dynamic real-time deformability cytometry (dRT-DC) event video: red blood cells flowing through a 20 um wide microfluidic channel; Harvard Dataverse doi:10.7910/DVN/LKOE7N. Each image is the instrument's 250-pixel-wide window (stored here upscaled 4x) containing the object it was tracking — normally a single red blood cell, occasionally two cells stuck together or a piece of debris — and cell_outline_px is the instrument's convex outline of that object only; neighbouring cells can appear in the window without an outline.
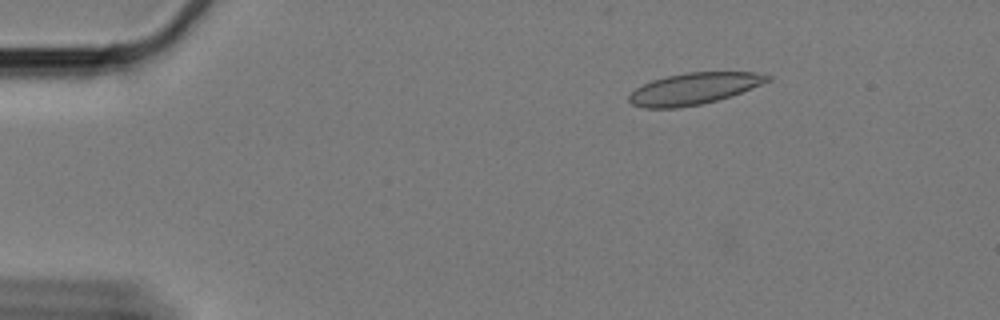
{"species": "Egyptian fruit bat (a non-hibernating species)", "species_latin": "Rousettus aegyptiacus", "temperature_condition": "cold", "stored_images_in_passage": 4, "camera_frame_rate_fps": 3000, "um_per_image_px": 0.085, "animal": {"sex": "female"}, "frame": {"image": 1, "passage_image": 1, "time_ms": 0.0, "image_size_px": [1000, 320], "cell_outline_px": [[772, 80], [752, 88], [716, 100], [700, 104], [676, 108], [644, 108], [632, 104], [628, 100], [628, 96], [636, 88], [652, 80], [668, 76], [688, 72], [756, 72], [772, 76]], "centroid_in_image_um": [58.99, 7.53], "position_along_channel_um": 26.0, "area_um2": 25.2}}